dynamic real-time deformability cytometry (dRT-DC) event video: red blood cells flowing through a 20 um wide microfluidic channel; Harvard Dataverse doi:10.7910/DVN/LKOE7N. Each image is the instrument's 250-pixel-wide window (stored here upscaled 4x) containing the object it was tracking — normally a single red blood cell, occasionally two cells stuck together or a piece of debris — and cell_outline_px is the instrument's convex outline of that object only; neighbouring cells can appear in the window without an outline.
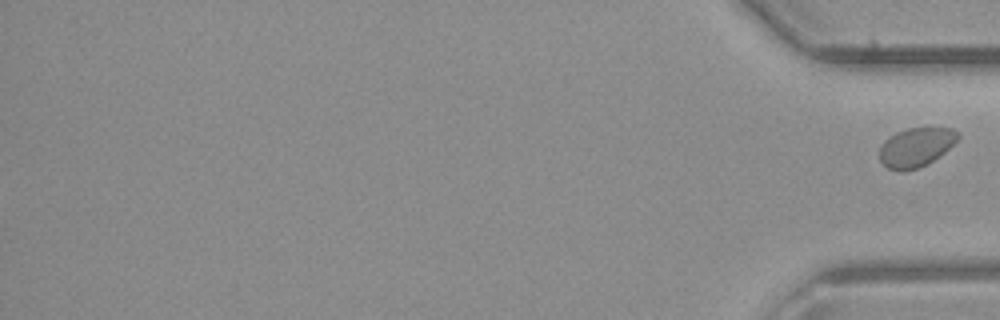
{"species": "common noctule bat (a hibernating species)", "species_latin": "Nyctalus noctula", "temperature_condition": "room temperature", "stored_images_in_passage": 30, "segment_of_instrument_passage": [2, 2], "camera_frame_rate_fps": 3000, "um_per_image_px": 0.085, "animal": {"sex": "male", "body_mass_g": 23.1, "forearm_length_mm": 52.7}, "frame": {"image": 1, "passage_image": 30, "time_ms": 9.667, "image_size_px": [1000, 320], "cell_outline_px": [[960, 136], [944, 152], [932, 160], [916, 168], [900, 172], [888, 168], [880, 160], [880, 148], [884, 140], [896, 132], [908, 128], [952, 128], [960, 132]], "centroid_in_image_um": [77.84, 12.5], "position_along_channel_um": 357.4, "area_um2": 17.57}}